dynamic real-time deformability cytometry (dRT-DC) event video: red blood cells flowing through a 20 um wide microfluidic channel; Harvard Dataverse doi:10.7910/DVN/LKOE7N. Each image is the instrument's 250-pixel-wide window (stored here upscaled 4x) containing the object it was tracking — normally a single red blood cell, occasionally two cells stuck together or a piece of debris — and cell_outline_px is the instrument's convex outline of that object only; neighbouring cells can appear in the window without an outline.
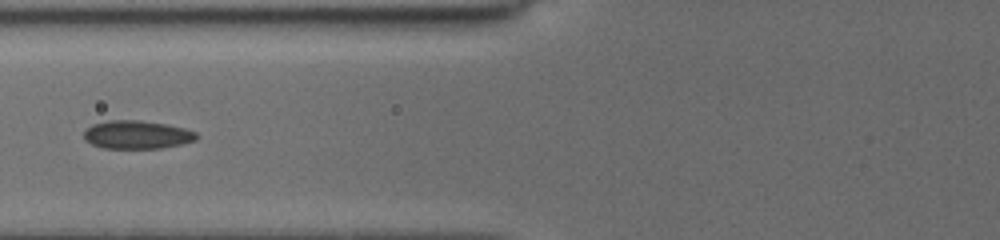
{"species": "common noctule bat (a hibernating species)", "species_latin": "Nyctalus noctula", "temperature_condition": "cold", "stored_images_in_passage": 10, "camera_frame_rate_fps": 3000, "um_per_image_px": 0.085, "animal": {"sex": "female", "body_mass_g": 19.5, "forearm_length_mm": 54.1}, "frame": {"image": 1, "passage_image": 6, "time_ms": 2.333, "image_size_px": [1000, 240], "cell_outline_px": [[200, 136], [196, 140], [180, 144], [160, 148], [104, 148], [92, 144], [84, 140], [84, 132], [92, 124], [108, 120], [140, 120], [164, 124], [184, 128], [196, 132]], "centroid_in_image_um": [11.64, 11.45], "position_along_channel_um": 114.2, "area_um2": 18.5}}